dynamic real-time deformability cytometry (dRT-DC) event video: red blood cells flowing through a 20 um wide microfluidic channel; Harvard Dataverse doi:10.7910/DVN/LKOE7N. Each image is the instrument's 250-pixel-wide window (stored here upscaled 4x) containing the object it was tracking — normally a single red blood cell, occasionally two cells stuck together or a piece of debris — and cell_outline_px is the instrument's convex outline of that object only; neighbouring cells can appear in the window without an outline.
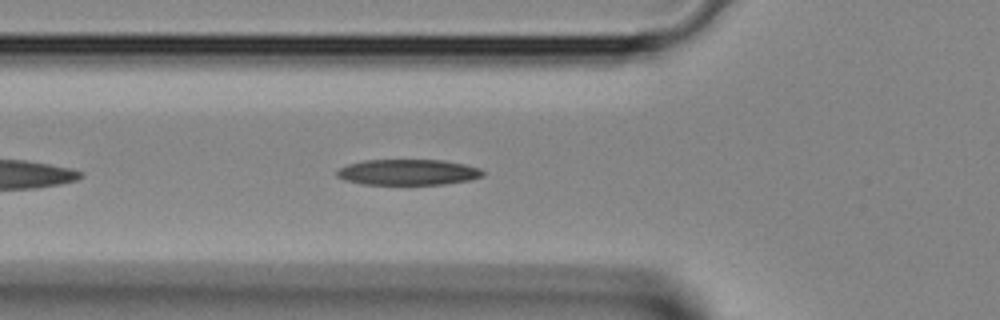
{"species": "Egyptian fruit bat (a non-hibernating species)", "species_latin": "Rousettus aegyptiacus", "temperature_condition": "room temperature", "stored_images_in_passage": 10, "camera_frame_rate_fps": 3000, "um_per_image_px": 0.085, "animal": {"sex": "female"}, "frame": {"image": 1, "passage_image": 5, "time_ms": 1.333, "image_size_px": [1000, 320], "cell_outline_px": [[484, 176], [468, 180], [444, 184], [364, 184], [344, 180], [336, 176], [336, 172], [340, 168], [348, 164], [364, 160], [444, 160], [464, 164], [480, 168], [484, 172]], "centroid_in_image_um": [34.68, 14.63], "position_along_channel_um": 91.1, "area_um2": 21.85}}